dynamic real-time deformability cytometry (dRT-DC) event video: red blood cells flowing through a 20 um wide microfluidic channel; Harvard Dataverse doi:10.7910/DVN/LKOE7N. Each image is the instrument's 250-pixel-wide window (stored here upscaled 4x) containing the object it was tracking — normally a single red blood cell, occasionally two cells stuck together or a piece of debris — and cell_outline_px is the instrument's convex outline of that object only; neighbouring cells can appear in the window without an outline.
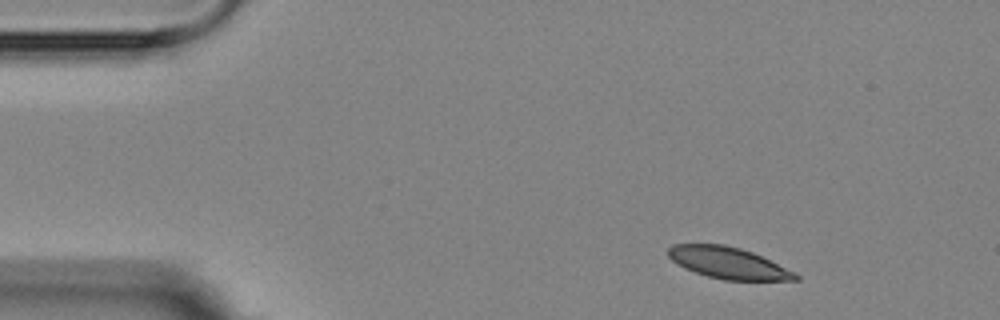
{"species": "Egyptian fruit bat (a non-hibernating species)", "species_latin": "Rousettus aegyptiacus", "temperature_condition": "room temperature", "stored_images_in_passage": 9, "camera_frame_rate_fps": 3000, "um_per_image_px": 0.085, "animal": {"sex": "female"}, "frame": {"image": 1, "passage_image": 2, "time_ms": 1.0, "image_size_px": [1000, 320], "cell_outline_px": [[800, 280], [724, 280], [708, 276], [684, 268], [672, 260], [668, 256], [668, 248], [672, 244], [724, 244], [740, 248], [752, 252], [796, 272], [800, 276]], "centroid_in_image_um": [61.91, 22.34], "position_along_channel_um": 23.1, "area_um2": 23.29}}
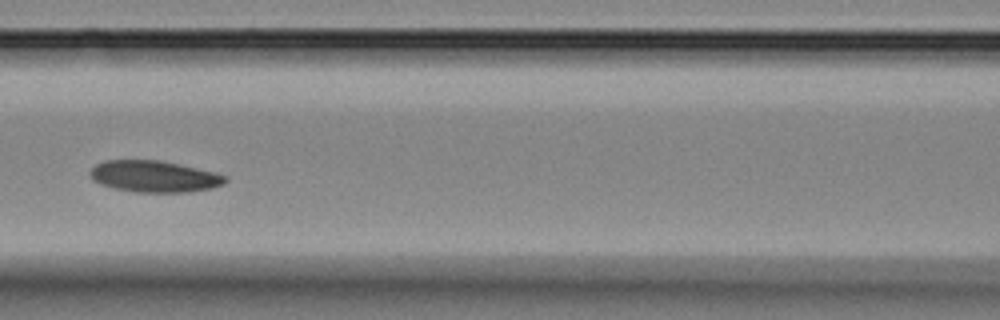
{"frame": {"image": 2, "passage_image": 7, "time_ms": 6.667, "image_size_px": [1000, 320], "cell_outline_px": [[228, 180], [224, 184], [212, 188], [188, 192], [136, 192], [116, 188], [100, 184], [92, 180], [88, 176], [88, 172], [96, 164], [104, 160], [156, 160], [216, 172], [228, 176]], "centroid_in_image_um": [13.1, 15.0], "position_along_channel_um": 153.5, "area_um2": 24.85}}
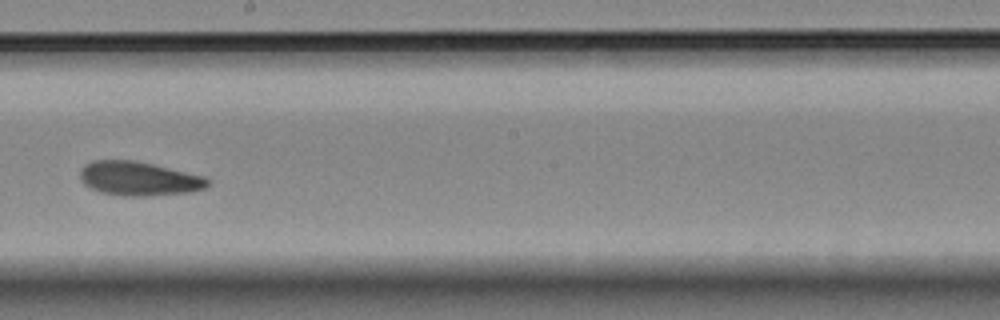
{"frame": {"image": 3, "passage_image": 9, "time_ms": 9.0, "image_size_px": [1000, 320], "cell_outline_px": [[212, 180], [204, 188], [192, 192], [148, 196], [124, 196], [100, 192], [88, 188], [80, 180], [80, 172], [84, 164], [92, 160], [132, 160], [152, 164], [204, 176]], "centroid_in_image_um": [11.78, 15.19], "position_along_channel_um": 236.4, "area_um2": 25.49}}